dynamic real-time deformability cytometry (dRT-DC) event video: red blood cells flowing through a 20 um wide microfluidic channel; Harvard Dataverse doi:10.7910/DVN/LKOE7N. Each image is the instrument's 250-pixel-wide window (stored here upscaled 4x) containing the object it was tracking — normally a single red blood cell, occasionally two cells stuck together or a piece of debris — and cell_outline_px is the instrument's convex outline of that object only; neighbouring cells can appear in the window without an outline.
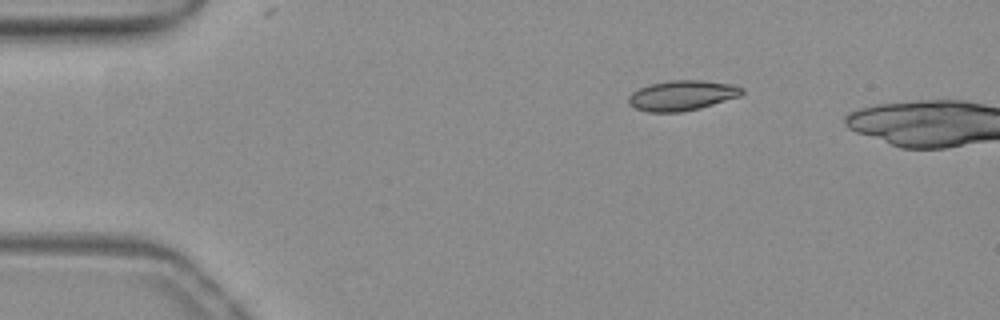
{"species": "common noctule bat (a hibernating species)", "species_latin": "Nyctalus noctula", "temperature_condition": "warm", "stored_images_in_passage": 5, "camera_frame_rate_fps": 3000, "um_per_image_px": 0.085, "animal": {"sex": "female", "body_mass_g": 19.3, "forearm_length_mm": 54.1}, "frame": {"image": 1, "passage_image": 1, "time_ms": 0.0, "image_size_px": [1000, 320], "cell_outline_px": [[744, 92], [740, 96], [700, 108], [680, 112], [648, 112], [636, 108], [628, 104], [628, 96], [632, 92], [640, 88], [652, 84], [672, 80], [700, 80], [732, 84], [744, 88]], "centroid_in_image_um": [57.98, 8.11], "position_along_channel_um": 27.0, "area_um2": 19.83}}